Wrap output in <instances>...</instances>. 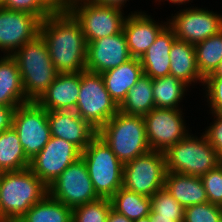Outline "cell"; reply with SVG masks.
Returning <instances> with one entry per match:
<instances>
[{
    "instance_id": "5b68a950",
    "label": "cell",
    "mask_w": 222,
    "mask_h": 222,
    "mask_svg": "<svg viewBox=\"0 0 222 222\" xmlns=\"http://www.w3.org/2000/svg\"><path fill=\"white\" fill-rule=\"evenodd\" d=\"M191 131L164 152L167 172L202 177L222 163L205 134Z\"/></svg>"
},
{
    "instance_id": "f546056e",
    "label": "cell",
    "mask_w": 222,
    "mask_h": 222,
    "mask_svg": "<svg viewBox=\"0 0 222 222\" xmlns=\"http://www.w3.org/2000/svg\"><path fill=\"white\" fill-rule=\"evenodd\" d=\"M199 73L205 78L222 61V30L194 45Z\"/></svg>"
},
{
    "instance_id": "74e56055",
    "label": "cell",
    "mask_w": 222,
    "mask_h": 222,
    "mask_svg": "<svg viewBox=\"0 0 222 222\" xmlns=\"http://www.w3.org/2000/svg\"><path fill=\"white\" fill-rule=\"evenodd\" d=\"M15 107L0 105V133L12 127Z\"/></svg>"
},
{
    "instance_id": "f1b7e54d",
    "label": "cell",
    "mask_w": 222,
    "mask_h": 222,
    "mask_svg": "<svg viewBox=\"0 0 222 222\" xmlns=\"http://www.w3.org/2000/svg\"><path fill=\"white\" fill-rule=\"evenodd\" d=\"M112 209L126 216L130 220H137L149 216L151 199L127 190L123 186L110 198Z\"/></svg>"
},
{
    "instance_id": "7a4b0ae2",
    "label": "cell",
    "mask_w": 222,
    "mask_h": 222,
    "mask_svg": "<svg viewBox=\"0 0 222 222\" xmlns=\"http://www.w3.org/2000/svg\"><path fill=\"white\" fill-rule=\"evenodd\" d=\"M48 194V186L29 167L3 172L0 185V220L16 222Z\"/></svg>"
},
{
    "instance_id": "d4e9b609",
    "label": "cell",
    "mask_w": 222,
    "mask_h": 222,
    "mask_svg": "<svg viewBox=\"0 0 222 222\" xmlns=\"http://www.w3.org/2000/svg\"><path fill=\"white\" fill-rule=\"evenodd\" d=\"M152 89L155 108L183 110L182 100L189 95V87L171 74L152 79Z\"/></svg>"
},
{
    "instance_id": "603a6c76",
    "label": "cell",
    "mask_w": 222,
    "mask_h": 222,
    "mask_svg": "<svg viewBox=\"0 0 222 222\" xmlns=\"http://www.w3.org/2000/svg\"><path fill=\"white\" fill-rule=\"evenodd\" d=\"M164 187L184 209L209 202L201 177L167 172Z\"/></svg>"
},
{
    "instance_id": "4fadbf2b",
    "label": "cell",
    "mask_w": 222,
    "mask_h": 222,
    "mask_svg": "<svg viewBox=\"0 0 222 222\" xmlns=\"http://www.w3.org/2000/svg\"><path fill=\"white\" fill-rule=\"evenodd\" d=\"M48 189L53 199L71 208L100 198L94 190L86 164L81 157L70 164Z\"/></svg>"
},
{
    "instance_id": "d6a6232c",
    "label": "cell",
    "mask_w": 222,
    "mask_h": 222,
    "mask_svg": "<svg viewBox=\"0 0 222 222\" xmlns=\"http://www.w3.org/2000/svg\"><path fill=\"white\" fill-rule=\"evenodd\" d=\"M0 6L8 10L29 12L41 21L54 12L48 0H2Z\"/></svg>"
},
{
    "instance_id": "9a60e30c",
    "label": "cell",
    "mask_w": 222,
    "mask_h": 222,
    "mask_svg": "<svg viewBox=\"0 0 222 222\" xmlns=\"http://www.w3.org/2000/svg\"><path fill=\"white\" fill-rule=\"evenodd\" d=\"M41 20L29 12L0 6V54L12 56L25 43L39 35Z\"/></svg>"
},
{
    "instance_id": "2e32d148",
    "label": "cell",
    "mask_w": 222,
    "mask_h": 222,
    "mask_svg": "<svg viewBox=\"0 0 222 222\" xmlns=\"http://www.w3.org/2000/svg\"><path fill=\"white\" fill-rule=\"evenodd\" d=\"M130 55L127 39L123 30L87 43L86 70L103 73L126 63Z\"/></svg>"
},
{
    "instance_id": "b9f144b4",
    "label": "cell",
    "mask_w": 222,
    "mask_h": 222,
    "mask_svg": "<svg viewBox=\"0 0 222 222\" xmlns=\"http://www.w3.org/2000/svg\"><path fill=\"white\" fill-rule=\"evenodd\" d=\"M151 222H178L174 217H158V214H149Z\"/></svg>"
},
{
    "instance_id": "bcb514c9",
    "label": "cell",
    "mask_w": 222,
    "mask_h": 222,
    "mask_svg": "<svg viewBox=\"0 0 222 222\" xmlns=\"http://www.w3.org/2000/svg\"><path fill=\"white\" fill-rule=\"evenodd\" d=\"M2 176H3V171H0V185H1Z\"/></svg>"
},
{
    "instance_id": "83f0119b",
    "label": "cell",
    "mask_w": 222,
    "mask_h": 222,
    "mask_svg": "<svg viewBox=\"0 0 222 222\" xmlns=\"http://www.w3.org/2000/svg\"><path fill=\"white\" fill-rule=\"evenodd\" d=\"M16 222H72V208L48 194Z\"/></svg>"
},
{
    "instance_id": "ffe728a7",
    "label": "cell",
    "mask_w": 222,
    "mask_h": 222,
    "mask_svg": "<svg viewBox=\"0 0 222 222\" xmlns=\"http://www.w3.org/2000/svg\"><path fill=\"white\" fill-rule=\"evenodd\" d=\"M173 29L167 25L157 36L154 43L140 57L144 74L151 79L170 74V49L176 40Z\"/></svg>"
},
{
    "instance_id": "e0dca14e",
    "label": "cell",
    "mask_w": 222,
    "mask_h": 222,
    "mask_svg": "<svg viewBox=\"0 0 222 222\" xmlns=\"http://www.w3.org/2000/svg\"><path fill=\"white\" fill-rule=\"evenodd\" d=\"M154 20L145 10H135L127 14L123 32L132 58L142 57L146 50L154 43L158 34L168 25L166 21ZM159 21L161 23H159Z\"/></svg>"
},
{
    "instance_id": "e575fe53",
    "label": "cell",
    "mask_w": 222,
    "mask_h": 222,
    "mask_svg": "<svg viewBox=\"0 0 222 222\" xmlns=\"http://www.w3.org/2000/svg\"><path fill=\"white\" fill-rule=\"evenodd\" d=\"M202 89L205 96L201 98L208 103V113L222 114V77H205Z\"/></svg>"
},
{
    "instance_id": "8d00e7d4",
    "label": "cell",
    "mask_w": 222,
    "mask_h": 222,
    "mask_svg": "<svg viewBox=\"0 0 222 222\" xmlns=\"http://www.w3.org/2000/svg\"><path fill=\"white\" fill-rule=\"evenodd\" d=\"M213 117L212 123L210 122L203 133L207 137L209 143L216 150L218 157L222 160V114L209 113Z\"/></svg>"
},
{
    "instance_id": "d590c367",
    "label": "cell",
    "mask_w": 222,
    "mask_h": 222,
    "mask_svg": "<svg viewBox=\"0 0 222 222\" xmlns=\"http://www.w3.org/2000/svg\"><path fill=\"white\" fill-rule=\"evenodd\" d=\"M201 179L209 202L222 207V163L204 174Z\"/></svg>"
},
{
    "instance_id": "7bdbcfd3",
    "label": "cell",
    "mask_w": 222,
    "mask_h": 222,
    "mask_svg": "<svg viewBox=\"0 0 222 222\" xmlns=\"http://www.w3.org/2000/svg\"><path fill=\"white\" fill-rule=\"evenodd\" d=\"M164 2V1H167V2H169L170 4H173V5H177V6H179V5H184L183 7L185 8V5L186 4H188L189 2H192L193 0H155L154 2L155 3H161V2Z\"/></svg>"
},
{
    "instance_id": "52a82bcc",
    "label": "cell",
    "mask_w": 222,
    "mask_h": 222,
    "mask_svg": "<svg viewBox=\"0 0 222 222\" xmlns=\"http://www.w3.org/2000/svg\"><path fill=\"white\" fill-rule=\"evenodd\" d=\"M80 77L75 112L98 131L119 111V106L106 90L100 73L83 70Z\"/></svg>"
},
{
    "instance_id": "ba28073f",
    "label": "cell",
    "mask_w": 222,
    "mask_h": 222,
    "mask_svg": "<svg viewBox=\"0 0 222 222\" xmlns=\"http://www.w3.org/2000/svg\"><path fill=\"white\" fill-rule=\"evenodd\" d=\"M166 173L164 152L150 150L123 165V187L152 197L164 188Z\"/></svg>"
},
{
    "instance_id": "4316f807",
    "label": "cell",
    "mask_w": 222,
    "mask_h": 222,
    "mask_svg": "<svg viewBox=\"0 0 222 222\" xmlns=\"http://www.w3.org/2000/svg\"><path fill=\"white\" fill-rule=\"evenodd\" d=\"M30 160L25 155L17 132L13 127L0 133V171H18L28 168Z\"/></svg>"
},
{
    "instance_id": "484cf974",
    "label": "cell",
    "mask_w": 222,
    "mask_h": 222,
    "mask_svg": "<svg viewBox=\"0 0 222 222\" xmlns=\"http://www.w3.org/2000/svg\"><path fill=\"white\" fill-rule=\"evenodd\" d=\"M155 108L152 79L143 74L129 90L126 98L119 105V111L128 115L144 116Z\"/></svg>"
},
{
    "instance_id": "60d3db41",
    "label": "cell",
    "mask_w": 222,
    "mask_h": 222,
    "mask_svg": "<svg viewBox=\"0 0 222 222\" xmlns=\"http://www.w3.org/2000/svg\"><path fill=\"white\" fill-rule=\"evenodd\" d=\"M106 222H133V220L128 219L126 216L116 212L111 208Z\"/></svg>"
},
{
    "instance_id": "9c48e42d",
    "label": "cell",
    "mask_w": 222,
    "mask_h": 222,
    "mask_svg": "<svg viewBox=\"0 0 222 222\" xmlns=\"http://www.w3.org/2000/svg\"><path fill=\"white\" fill-rule=\"evenodd\" d=\"M12 127L17 132L29 160H32L51 138L47 110L35 101L15 108Z\"/></svg>"
},
{
    "instance_id": "277c9868",
    "label": "cell",
    "mask_w": 222,
    "mask_h": 222,
    "mask_svg": "<svg viewBox=\"0 0 222 222\" xmlns=\"http://www.w3.org/2000/svg\"><path fill=\"white\" fill-rule=\"evenodd\" d=\"M97 135L110 147L123 165L151 150L142 116L118 111L97 131Z\"/></svg>"
},
{
    "instance_id": "f6af8a7d",
    "label": "cell",
    "mask_w": 222,
    "mask_h": 222,
    "mask_svg": "<svg viewBox=\"0 0 222 222\" xmlns=\"http://www.w3.org/2000/svg\"><path fill=\"white\" fill-rule=\"evenodd\" d=\"M133 222H151L150 216H146L137 220H134Z\"/></svg>"
},
{
    "instance_id": "6da1fadb",
    "label": "cell",
    "mask_w": 222,
    "mask_h": 222,
    "mask_svg": "<svg viewBox=\"0 0 222 222\" xmlns=\"http://www.w3.org/2000/svg\"><path fill=\"white\" fill-rule=\"evenodd\" d=\"M39 34L58 73L86 70L87 42L80 23L69 11H54L43 19Z\"/></svg>"
},
{
    "instance_id": "f35d334b",
    "label": "cell",
    "mask_w": 222,
    "mask_h": 222,
    "mask_svg": "<svg viewBox=\"0 0 222 222\" xmlns=\"http://www.w3.org/2000/svg\"><path fill=\"white\" fill-rule=\"evenodd\" d=\"M85 0H48L54 11H69L74 5L84 2Z\"/></svg>"
},
{
    "instance_id": "8fae6325",
    "label": "cell",
    "mask_w": 222,
    "mask_h": 222,
    "mask_svg": "<svg viewBox=\"0 0 222 222\" xmlns=\"http://www.w3.org/2000/svg\"><path fill=\"white\" fill-rule=\"evenodd\" d=\"M168 25L178 40L196 45L222 30V13L202 6L193 5L187 8L186 5L168 17Z\"/></svg>"
},
{
    "instance_id": "ee69618b",
    "label": "cell",
    "mask_w": 222,
    "mask_h": 222,
    "mask_svg": "<svg viewBox=\"0 0 222 222\" xmlns=\"http://www.w3.org/2000/svg\"><path fill=\"white\" fill-rule=\"evenodd\" d=\"M206 77H222V61L219 63L218 67L214 70V72Z\"/></svg>"
},
{
    "instance_id": "ac0fdd59",
    "label": "cell",
    "mask_w": 222,
    "mask_h": 222,
    "mask_svg": "<svg viewBox=\"0 0 222 222\" xmlns=\"http://www.w3.org/2000/svg\"><path fill=\"white\" fill-rule=\"evenodd\" d=\"M47 115L51 136L74 144L81 152L97 135V130L74 110L47 111Z\"/></svg>"
},
{
    "instance_id": "8992f818",
    "label": "cell",
    "mask_w": 222,
    "mask_h": 222,
    "mask_svg": "<svg viewBox=\"0 0 222 222\" xmlns=\"http://www.w3.org/2000/svg\"><path fill=\"white\" fill-rule=\"evenodd\" d=\"M81 158L100 198L110 199L123 186V164L98 135L81 152Z\"/></svg>"
},
{
    "instance_id": "30bf717a",
    "label": "cell",
    "mask_w": 222,
    "mask_h": 222,
    "mask_svg": "<svg viewBox=\"0 0 222 222\" xmlns=\"http://www.w3.org/2000/svg\"><path fill=\"white\" fill-rule=\"evenodd\" d=\"M69 12L80 23L87 43L120 33L127 16L121 8L86 0L74 5Z\"/></svg>"
},
{
    "instance_id": "836d02e7",
    "label": "cell",
    "mask_w": 222,
    "mask_h": 222,
    "mask_svg": "<svg viewBox=\"0 0 222 222\" xmlns=\"http://www.w3.org/2000/svg\"><path fill=\"white\" fill-rule=\"evenodd\" d=\"M183 222H222V207L206 202L185 208Z\"/></svg>"
},
{
    "instance_id": "d6986e66",
    "label": "cell",
    "mask_w": 222,
    "mask_h": 222,
    "mask_svg": "<svg viewBox=\"0 0 222 222\" xmlns=\"http://www.w3.org/2000/svg\"><path fill=\"white\" fill-rule=\"evenodd\" d=\"M80 83V72L58 73L54 82L37 102L47 111H75L80 92Z\"/></svg>"
},
{
    "instance_id": "44dd1931",
    "label": "cell",
    "mask_w": 222,
    "mask_h": 222,
    "mask_svg": "<svg viewBox=\"0 0 222 222\" xmlns=\"http://www.w3.org/2000/svg\"><path fill=\"white\" fill-rule=\"evenodd\" d=\"M143 74L140 60L131 58L126 63L101 73V77L106 90L119 106Z\"/></svg>"
},
{
    "instance_id": "cb8c5ba5",
    "label": "cell",
    "mask_w": 222,
    "mask_h": 222,
    "mask_svg": "<svg viewBox=\"0 0 222 222\" xmlns=\"http://www.w3.org/2000/svg\"><path fill=\"white\" fill-rule=\"evenodd\" d=\"M29 102L25 97L20 71L12 56H0V105L17 108Z\"/></svg>"
},
{
    "instance_id": "4dcf8cb0",
    "label": "cell",
    "mask_w": 222,
    "mask_h": 222,
    "mask_svg": "<svg viewBox=\"0 0 222 222\" xmlns=\"http://www.w3.org/2000/svg\"><path fill=\"white\" fill-rule=\"evenodd\" d=\"M111 208L109 198H99L76 206L72 208V222H106Z\"/></svg>"
},
{
    "instance_id": "7402d4cb",
    "label": "cell",
    "mask_w": 222,
    "mask_h": 222,
    "mask_svg": "<svg viewBox=\"0 0 222 222\" xmlns=\"http://www.w3.org/2000/svg\"><path fill=\"white\" fill-rule=\"evenodd\" d=\"M170 74L181 80L189 88L201 83L204 77L199 73L194 45L176 39L170 49Z\"/></svg>"
},
{
    "instance_id": "3957f363",
    "label": "cell",
    "mask_w": 222,
    "mask_h": 222,
    "mask_svg": "<svg viewBox=\"0 0 222 222\" xmlns=\"http://www.w3.org/2000/svg\"><path fill=\"white\" fill-rule=\"evenodd\" d=\"M12 57L20 71L25 97L37 102L57 77L48 46L39 34L25 43Z\"/></svg>"
},
{
    "instance_id": "5bb4252c",
    "label": "cell",
    "mask_w": 222,
    "mask_h": 222,
    "mask_svg": "<svg viewBox=\"0 0 222 222\" xmlns=\"http://www.w3.org/2000/svg\"><path fill=\"white\" fill-rule=\"evenodd\" d=\"M81 157V151L62 138L53 137L30 160L29 169L48 187L72 163Z\"/></svg>"
},
{
    "instance_id": "7c38bea8",
    "label": "cell",
    "mask_w": 222,
    "mask_h": 222,
    "mask_svg": "<svg viewBox=\"0 0 222 222\" xmlns=\"http://www.w3.org/2000/svg\"><path fill=\"white\" fill-rule=\"evenodd\" d=\"M180 109L153 108L143 116L151 150L165 152L190 132Z\"/></svg>"
},
{
    "instance_id": "ab89813d",
    "label": "cell",
    "mask_w": 222,
    "mask_h": 222,
    "mask_svg": "<svg viewBox=\"0 0 222 222\" xmlns=\"http://www.w3.org/2000/svg\"><path fill=\"white\" fill-rule=\"evenodd\" d=\"M88 2H93L96 4L107 5V6H115L117 8L125 9L127 6V1L129 0H86ZM126 4V5H125Z\"/></svg>"
},
{
    "instance_id": "1f68e13d",
    "label": "cell",
    "mask_w": 222,
    "mask_h": 222,
    "mask_svg": "<svg viewBox=\"0 0 222 222\" xmlns=\"http://www.w3.org/2000/svg\"><path fill=\"white\" fill-rule=\"evenodd\" d=\"M150 199V214H158V217H174L175 221L183 222L185 209L165 187L158 190Z\"/></svg>"
}]
</instances>
